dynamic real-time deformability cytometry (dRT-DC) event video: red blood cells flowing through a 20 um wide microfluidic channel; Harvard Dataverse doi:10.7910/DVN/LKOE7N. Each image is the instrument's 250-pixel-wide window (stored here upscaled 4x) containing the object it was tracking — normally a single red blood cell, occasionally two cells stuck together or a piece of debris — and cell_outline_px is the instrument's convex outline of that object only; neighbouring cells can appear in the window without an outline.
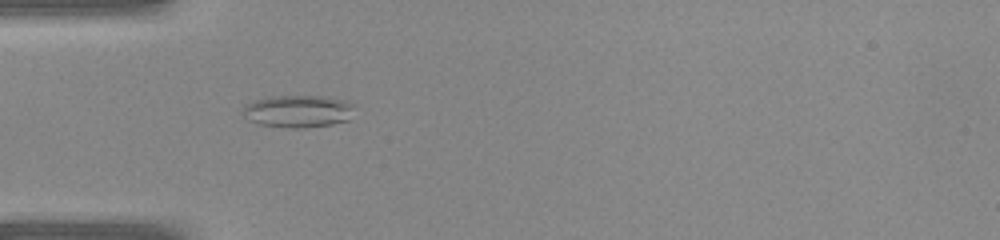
{"species": "common noctule bat (a hibernating species)", "species_latin": "Nyctalus noctula", "temperature_condition": "warm", "stored_images_in_passage": 31, "camera_frame_rate_fps": 3000, "um_per_image_px": 0.085, "animal": {"sex": "female", "body_mass_g": 22.0, "forearm_length_mm": 56.7}, "frame": {"image": 1, "passage_image": 3, "time_ms": 0.667, "image_size_px": [1000, 240], "cell_outline_px": [[352, 108], [348, 120], [332, 124], [308, 128], [284, 128], [260, 124], [248, 120], [244, 116], [244, 104], [268, 96], [328, 96], [344, 100], [352, 104]], "centroid_in_image_um": [25.31, 9.46], "position_along_channel_um": 59.7, "area_um2": 21.1}}
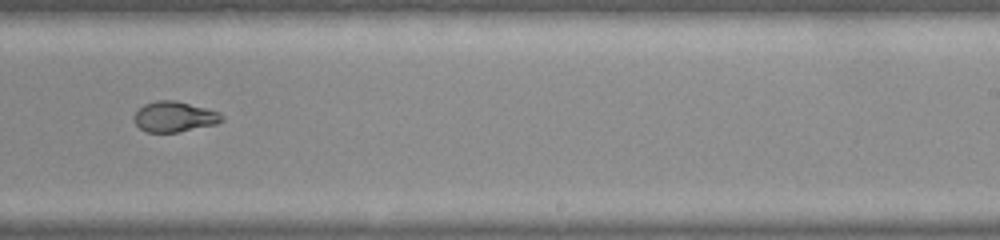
{"frame": {"image": 2, "passage_image": 16, "time_ms": 5.0, "image_size_px": [1000, 240], "cell_outline_px": [[224, 120], [216, 124], [176, 132], [148, 132], [140, 128], [132, 120], [132, 116], [144, 104], [156, 100], [172, 100], [220, 112], [224, 116]], "centroid_in_image_um": [14.8, 9.92], "position_along_channel_um": 274.2, "area_um2": 15.43}}
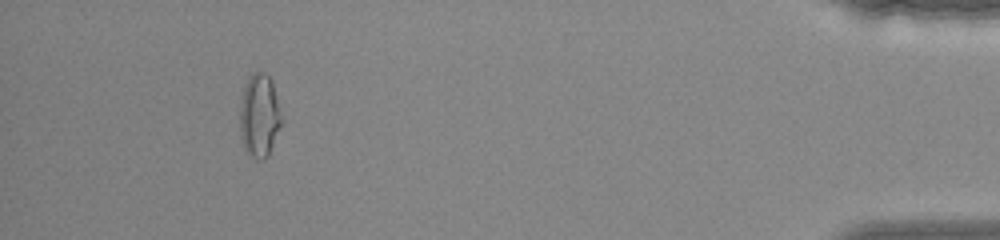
{"frame": {"image": 3, "passage_image": 28, "time_ms": 9.0, "image_size_px": [1000, 240], "cell_outline_px": [[280, 124], [268, 156], [264, 160], [260, 160], [252, 156], [244, 148], [240, 136], [240, 104], [244, 88], [248, 76], [252, 72], [264, 72], [272, 80], [280, 112]], "centroid_in_image_um": [22.02, 9.81], "position_along_channel_um": 413.2, "area_um2": 19.88}}